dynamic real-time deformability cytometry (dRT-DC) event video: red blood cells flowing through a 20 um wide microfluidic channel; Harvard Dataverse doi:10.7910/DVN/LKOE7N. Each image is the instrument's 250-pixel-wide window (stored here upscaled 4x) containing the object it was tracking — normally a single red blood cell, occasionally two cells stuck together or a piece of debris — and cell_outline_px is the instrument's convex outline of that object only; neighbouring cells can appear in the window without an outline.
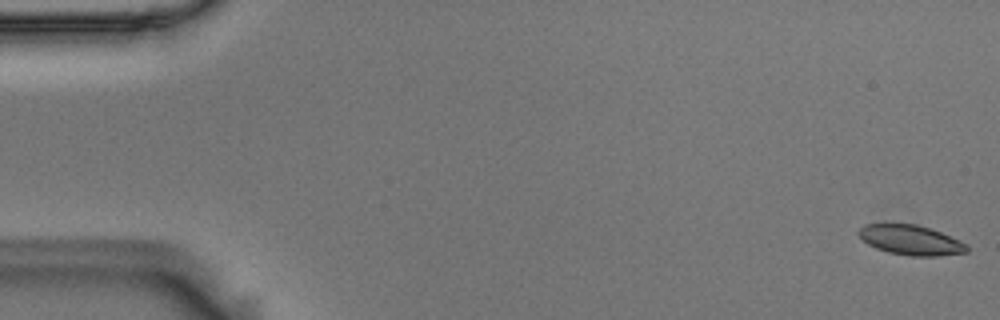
{"species": "Egyptian fruit bat (a non-hibernating species)", "species_latin": "Rousettus aegyptiacus", "temperature_condition": "room temperature", "stored_images_in_passage": 56, "camera_frame_rate_fps": 3000, "um_per_image_px": 0.085, "animal": {"sex": "male"}, "frame": {"image": 1, "passage_image": 1, "time_ms": 0.0, "image_size_px": [1000, 320], "cell_outline_px": [[968, 252], [936, 256], [912, 256], [888, 252], [876, 248], [868, 244], [856, 232], [864, 224], [916, 224], [940, 232], [960, 240], [968, 244]], "centroid_in_image_um": [77.43, 20.41], "position_along_channel_um": 7.6, "area_um2": 18.73}}
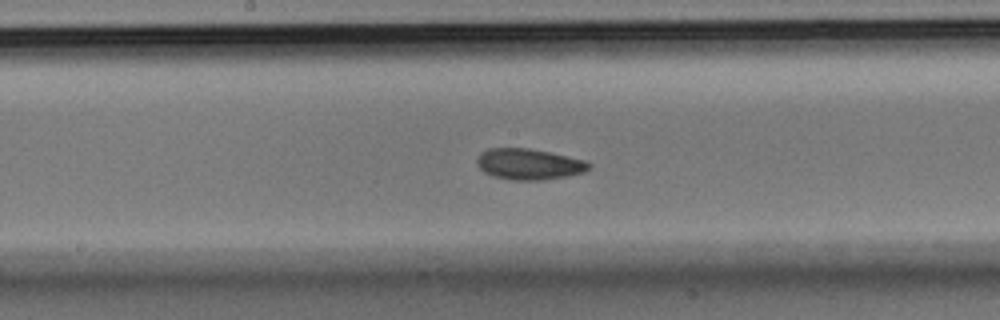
{"frame": {"image": 2, "passage_image": 29, "time_ms": 9.333, "image_size_px": [1000, 320], "cell_outline_px": [[592, 164], [584, 172], [568, 176], [544, 180], [512, 180], [492, 176], [484, 172], [476, 164], [476, 160], [480, 152], [488, 148], [528, 148], [548, 152], [584, 160]], "centroid_in_image_um": [44.92, 13.96], "position_along_channel_um": 203.3, "area_um2": 20.23}}
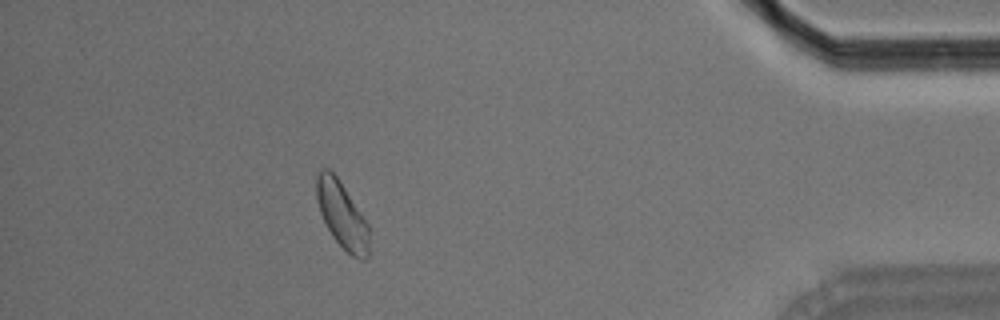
{"frame": {"image": 3, "passage_image": 50, "time_ms": 16.333, "image_size_px": [1000, 320], "cell_outline_px": [[368, 256], [364, 260], [360, 260], [352, 256], [332, 236], [320, 212], [316, 200], [316, 172], [320, 168], [328, 168], [336, 176], [368, 224]], "centroid_in_image_um": [29.03, 18.25], "position_along_channel_um": 406.2, "area_um2": 20.0}, "authors_computed_cell_mechanics": {"area_um2": 19.8254, "velocity_mm_per_s": 3.5995, "shape_relaxation_time_tau1_ms": 5.0765, "shape_relaxation_time_tau2_ms": null, "deformation_change_tau1": 0.0857, "deformation_change_tau2": null}}